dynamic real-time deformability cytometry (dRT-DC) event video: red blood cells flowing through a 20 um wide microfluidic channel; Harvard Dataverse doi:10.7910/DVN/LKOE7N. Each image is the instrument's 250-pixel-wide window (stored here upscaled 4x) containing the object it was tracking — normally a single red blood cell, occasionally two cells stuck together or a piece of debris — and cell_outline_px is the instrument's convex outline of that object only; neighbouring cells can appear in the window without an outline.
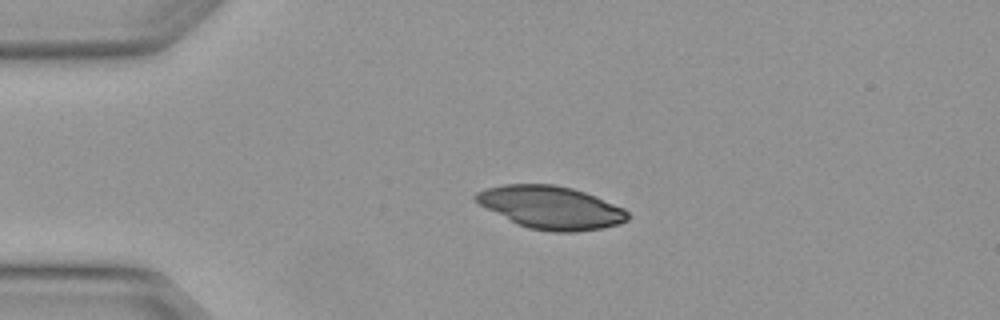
{"species": "Egyptian fruit bat (a non-hibernating species)", "species_latin": "Rousettus aegyptiacus", "temperature_condition": "warm", "stored_images_in_passage": 4, "camera_frame_rate_fps": 3000, "um_per_image_px": 0.085, "animal": {"sex": "female"}, "frame": {"image": 1, "passage_image": 2, "time_ms": 0.333, "image_size_px": [1000, 320], "cell_outline_px": [[632, 216], [628, 220], [620, 224], [600, 228], [576, 232], [552, 232], [528, 228], [516, 224], [472, 200], [472, 196], [476, 192], [484, 188], [504, 184], [552, 184], [572, 188], [596, 196], [624, 208]], "centroid_in_image_um": [46.82, 17.63], "position_along_channel_um": 38.2, "area_um2": 38.21}}